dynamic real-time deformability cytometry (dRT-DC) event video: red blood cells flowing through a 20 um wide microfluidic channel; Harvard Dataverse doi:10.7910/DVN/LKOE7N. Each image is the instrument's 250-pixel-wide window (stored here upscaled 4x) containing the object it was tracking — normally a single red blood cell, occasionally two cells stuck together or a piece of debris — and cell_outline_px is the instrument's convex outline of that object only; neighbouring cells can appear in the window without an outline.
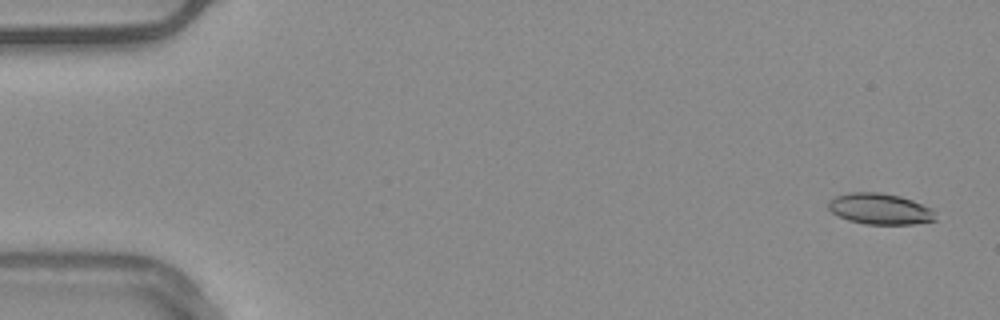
{"species": "common noctule bat (a hibernating species)", "species_latin": "Nyctalus noctula", "temperature_condition": "warm", "stored_images_in_passage": 52, "camera_frame_rate_fps": 3000, "um_per_image_px": 0.085, "animal": {"sex": "male", "body_mass_g": 20.4}, "frame": {"image": 1, "passage_image": 1, "time_ms": 0.0, "image_size_px": [1000, 320], "cell_outline_px": [[928, 220], [896, 224], [884, 224], [856, 220], [844, 216], [852, 196], [892, 196], [916, 204], [920, 208]], "centroid_in_image_um": [75.12, 17.87], "position_along_channel_um": 9.9, "area_um2": 13.01}}
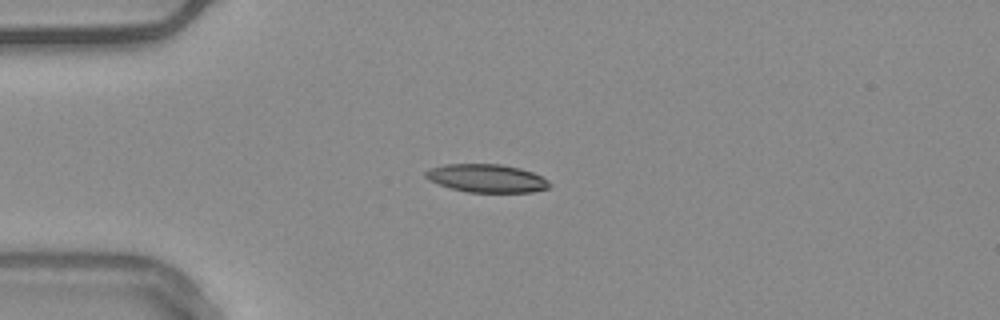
{"frame": {"image": 2, "passage_image": 13, "time_ms": 4.0, "image_size_px": [1000, 320], "cell_outline_px": [[544, 188], [520, 192], [480, 192], [460, 188], [448, 184], [476, 164], [512, 168], [528, 172], [536, 176]], "centroid_in_image_um": [42.21, 15.29], "position_along_channel_um": 42.8, "area_um2": 13.41}}
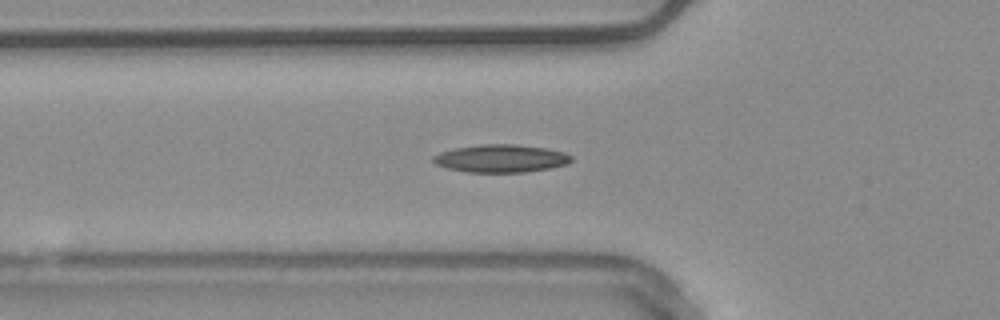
{"frame": {"image": 3, "passage_image": 18, "time_ms": 5.667, "image_size_px": [1000, 320], "cell_outline_px": [[568, 160], [556, 164], [536, 168], [464, 168], [472, 148], [528, 148], [548, 152], [564, 156]], "centroid_in_image_um": [43.48, 13.46], "position_along_channel_um": 82.3, "area_um2": 12.37}}